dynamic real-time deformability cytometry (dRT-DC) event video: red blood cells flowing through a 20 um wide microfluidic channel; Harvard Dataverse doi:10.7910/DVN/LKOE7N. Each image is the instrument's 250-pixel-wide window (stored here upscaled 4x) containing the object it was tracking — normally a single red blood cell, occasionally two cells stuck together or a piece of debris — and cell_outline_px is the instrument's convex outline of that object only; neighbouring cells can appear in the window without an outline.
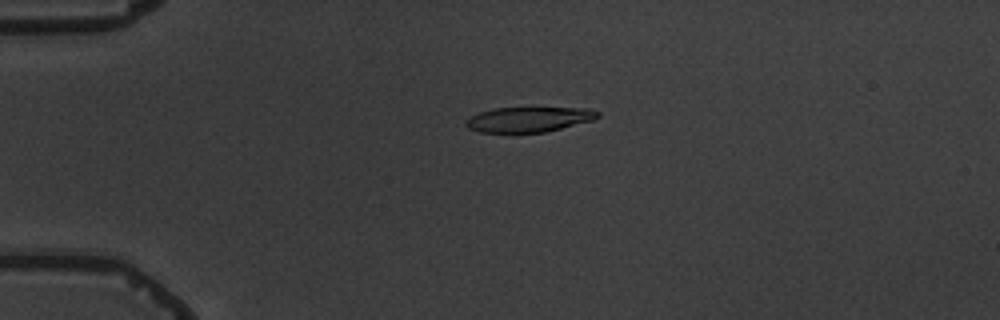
{"species": "common noctule bat (a hibernating species)", "species_latin": "Nyctalus noctula", "temperature_condition": "warm", "stored_images_in_passage": 4, "camera_frame_rate_fps": 3000, "um_per_image_px": 0.085, "animal": {"sex": "male", "body_mass_g": 19.5, "forearm_length_mm": 54.6}, "frame": {"image": 1, "passage_image": 3, "time_ms": 2.333, "image_size_px": [1000, 320], "cell_outline_px": [[600, 116], [592, 120], [544, 132], [480, 132], [468, 128], [464, 124], [464, 120], [480, 112], [492, 108], [592, 108], [600, 112]], "centroid_in_image_um": [44.94, 10.14], "position_along_channel_um": 40.1, "area_um2": 19.13}}